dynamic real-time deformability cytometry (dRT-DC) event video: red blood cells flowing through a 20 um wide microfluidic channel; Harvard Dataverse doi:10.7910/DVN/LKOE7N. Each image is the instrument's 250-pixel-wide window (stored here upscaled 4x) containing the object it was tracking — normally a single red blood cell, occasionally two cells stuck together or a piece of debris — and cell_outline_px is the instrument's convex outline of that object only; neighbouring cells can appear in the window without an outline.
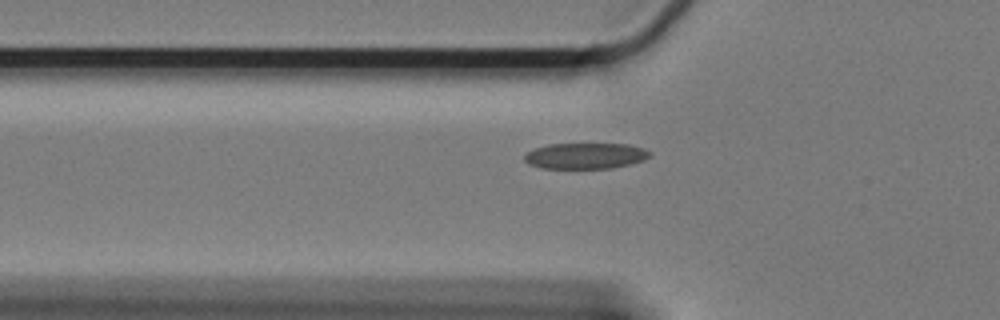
{"species": "Egyptian fruit bat (a non-hibernating species)", "species_latin": "Rousettus aegyptiacus", "temperature_condition": "cold", "stored_images_in_passage": 45, "camera_frame_rate_fps": 3000, "um_per_image_px": 0.085, "animal": {"sex": "female"}, "frame": {"image": 1, "passage_image": 8, "time_ms": 2.333, "image_size_px": [1000, 320], "cell_outline_px": [[652, 156], [644, 160], [612, 168], [540, 168], [528, 164], [524, 160], [524, 152], [548, 144], [628, 144], [644, 148], [652, 152]], "centroid_in_image_um": [49.76, 13.24], "position_along_channel_um": 76.0, "area_um2": 19.07}}
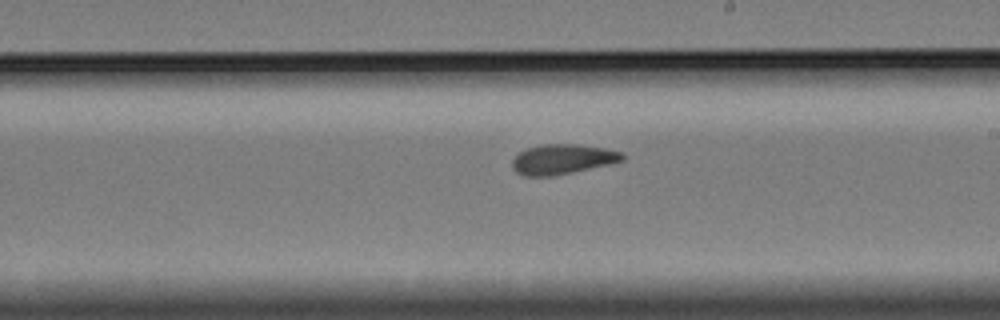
{"frame": {"image": 2, "passage_image": 23, "time_ms": 7.333, "image_size_px": [1000, 320], "cell_outline_px": [[624, 160], [608, 164], [572, 172], [552, 176], [524, 176], [516, 172], [512, 168], [512, 160], [520, 152], [528, 148], [544, 144], [576, 144], [604, 148], [624, 152]], "centroid_in_image_um": [47.81, 13.53], "position_along_channel_um": 241.2, "area_um2": 19.07}}
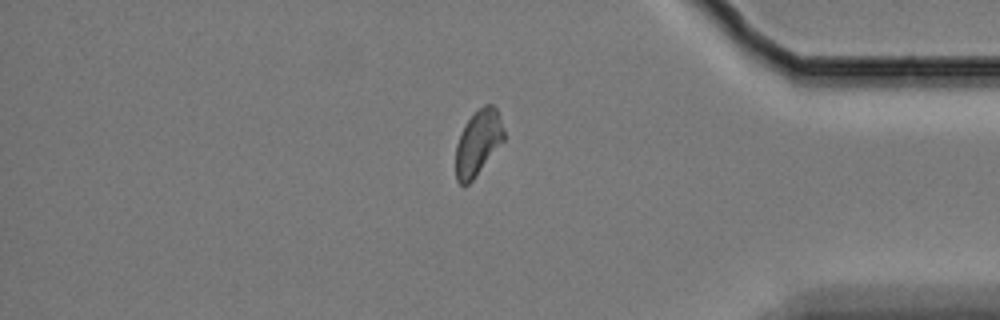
{"frame": {"image": 3, "passage_image": 39, "time_ms": 12.667, "image_size_px": [1000, 320], "cell_outline_px": [[508, 136], [472, 180], [468, 184], [460, 184], [456, 180], [456, 144], [460, 132], [468, 120], [484, 104], [492, 104], [496, 108], [500, 116]], "centroid_in_image_um": [40.67, 12.11], "position_along_channel_um": 394.5, "area_um2": 18.44}}